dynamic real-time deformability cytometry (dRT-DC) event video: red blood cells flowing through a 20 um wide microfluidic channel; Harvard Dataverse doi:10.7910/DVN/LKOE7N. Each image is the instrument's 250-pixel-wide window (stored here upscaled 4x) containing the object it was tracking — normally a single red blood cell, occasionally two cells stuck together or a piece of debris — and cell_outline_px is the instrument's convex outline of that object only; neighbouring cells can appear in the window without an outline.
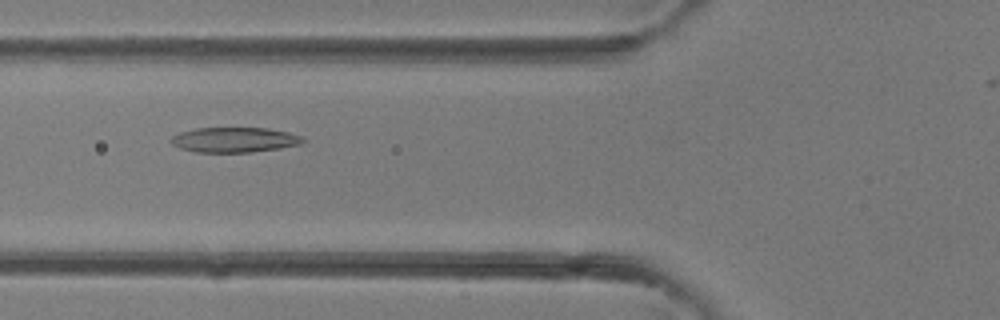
{"species": "common noctule bat (a hibernating species)", "species_latin": "Nyctalus noctula", "temperature_condition": "room temperature", "stored_images_in_passage": 39, "camera_frame_rate_fps": 3000, "um_per_image_px": 0.085, "animal": {"sex": "female"}, "frame": {"image": 1, "passage_image": 15, "time_ms": 4.667, "image_size_px": [1000, 320], "cell_outline_px": [[304, 140], [300, 144], [280, 148], [252, 152], [196, 152], [180, 148], [172, 144], [172, 136], [180, 132], [196, 128], [268, 128], [288, 132], [304, 136]], "centroid_in_image_um": [19.95, 11.88], "position_along_channel_um": 105.9, "area_um2": 19.19}}
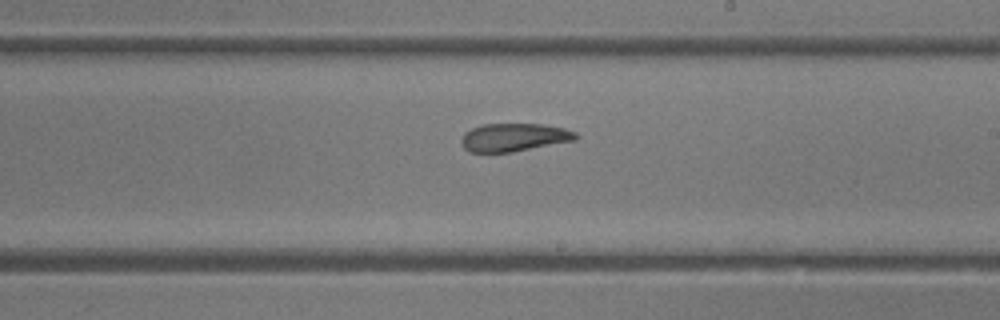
{"frame": {"image": 2, "passage_image": 23, "time_ms": 7.333, "image_size_px": [1000, 320], "cell_outline_px": [[580, 136], [576, 140], [512, 152], [468, 152], [460, 144], [460, 140], [464, 132], [472, 128], [484, 124], [544, 124], [564, 128], [576, 132]], "centroid_in_image_um": [43.69, 11.67], "position_along_channel_um": 245.3, "area_um2": 18.9}}
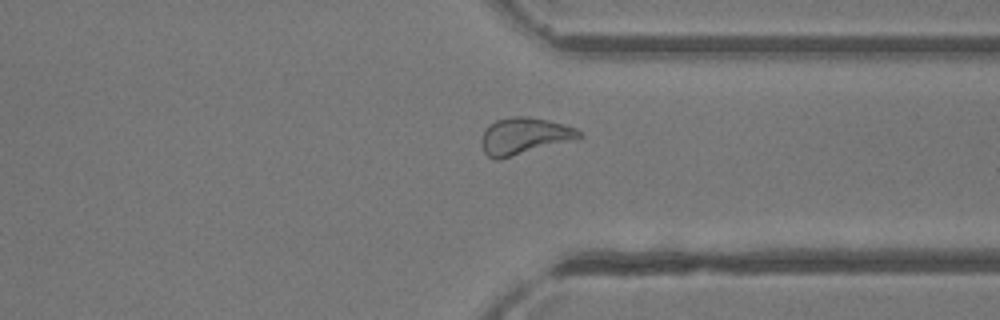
{"frame": {"image": 3, "passage_image": 30, "time_ms": 9.667, "image_size_px": [1000, 320], "cell_outline_px": [[584, 136], [572, 140], [500, 160], [496, 160], [488, 156], [484, 152], [480, 144], [480, 140], [484, 128], [488, 124], [496, 120], [512, 116], [524, 116], [548, 120], [564, 124], [576, 128], [584, 132]], "centroid_in_image_um": [44.53, 11.56], "position_along_channel_um": 366.9, "area_um2": 21.21}}